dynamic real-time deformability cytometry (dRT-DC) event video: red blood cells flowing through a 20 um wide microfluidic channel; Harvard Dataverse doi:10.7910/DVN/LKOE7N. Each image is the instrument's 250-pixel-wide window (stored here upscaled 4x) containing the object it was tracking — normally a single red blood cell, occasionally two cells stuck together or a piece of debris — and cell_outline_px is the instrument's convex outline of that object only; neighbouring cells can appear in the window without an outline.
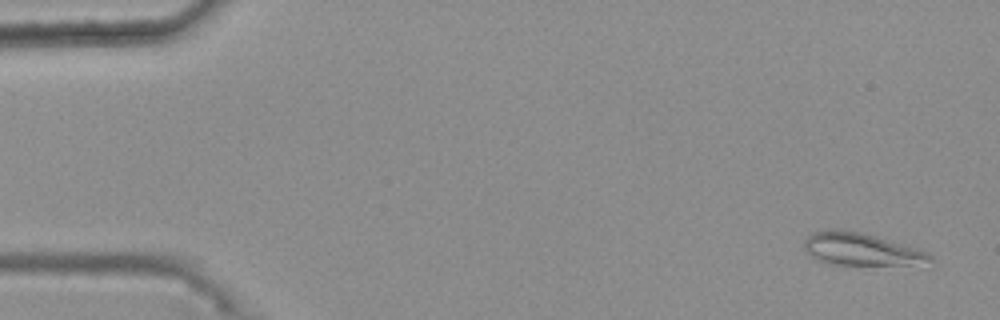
{"species": "common noctule bat (a hibernating species)", "species_latin": "Nyctalus noctula", "temperature_condition": "warm", "stored_images_in_passage": 47, "camera_frame_rate_fps": 3000, "um_per_image_px": 0.085, "animal": {"sex": "female", "body_mass_g": 25.1}, "frame": {"image": 1, "passage_image": 3, "time_ms": 0.667, "image_size_px": [1000, 320], "cell_outline_px": [[932, 260], [908, 264], [832, 264], [816, 260], [804, 248], [804, 240], [812, 232], [828, 228], [844, 228], [876, 236], [904, 244], [928, 252], [932, 256]], "centroid_in_image_um": [73.1, 21.14], "position_along_channel_um": 11.9, "area_um2": 23.58}}
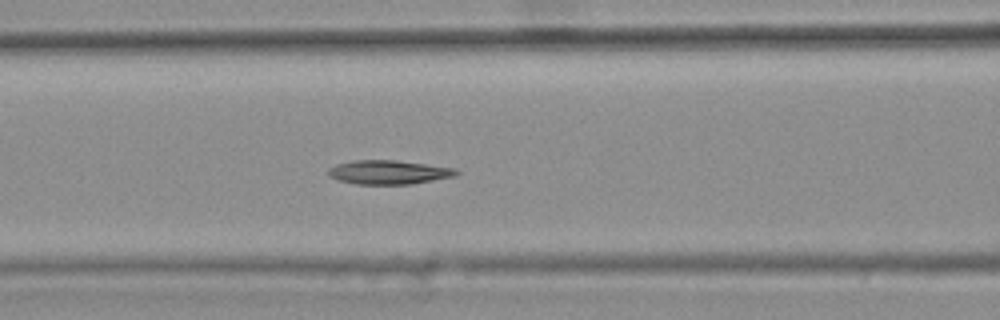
{"frame": {"image": 2, "passage_image": 23, "time_ms": 7.333, "image_size_px": [1000, 320], "cell_outline_px": [[460, 172], [456, 176], [412, 184], [356, 184], [336, 180], [328, 176], [328, 168], [336, 164], [352, 160], [396, 160], [456, 168]], "centroid_in_image_um": [33.02, 14.64], "position_along_channel_um": 133.6, "area_um2": 18.09}}
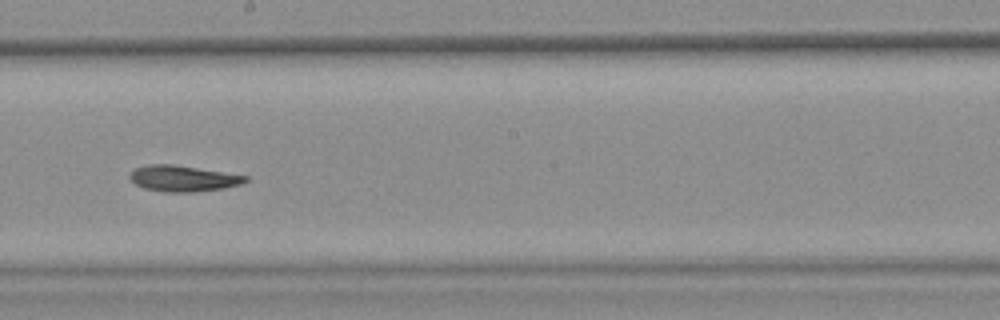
{"frame": {"image": 3, "passage_image": 31, "time_ms": 10.0, "image_size_px": [1000, 320], "cell_outline_px": [[248, 180], [240, 184], [224, 188], [196, 192], [164, 192], [144, 188], [136, 184], [128, 176], [136, 168], [148, 164], [172, 164], [248, 176]], "centroid_in_image_um": [15.55, 15.17], "position_along_channel_um": 232.6, "area_um2": 17.34}}